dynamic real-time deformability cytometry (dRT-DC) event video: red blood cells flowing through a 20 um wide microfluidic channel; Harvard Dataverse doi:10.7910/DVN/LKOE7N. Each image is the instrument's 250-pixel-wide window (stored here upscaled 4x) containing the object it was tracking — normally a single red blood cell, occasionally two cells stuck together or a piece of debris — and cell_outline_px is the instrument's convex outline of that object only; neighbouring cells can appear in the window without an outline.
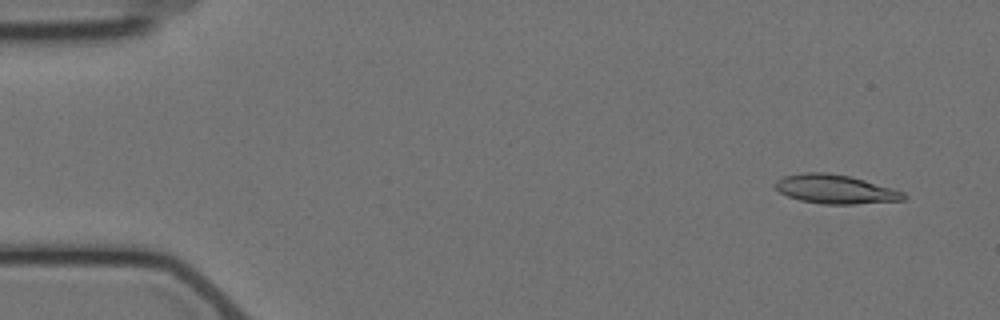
{"species": "Egyptian fruit bat (a non-hibernating species)", "species_latin": "Rousettus aegyptiacus", "temperature_condition": "cold", "stored_images_in_passage": 7, "camera_frame_rate_fps": 3000, "um_per_image_px": 0.085, "animal": {"sex": "female"}, "frame": {"image": 1, "passage_image": 1, "time_ms": 0.0, "image_size_px": [1000, 320], "cell_outline_px": [[908, 196], [904, 200], [856, 204], [824, 204], [800, 200], [788, 196], [780, 192], [776, 188], [776, 180], [784, 176], [804, 172], [828, 172], [848, 176], [864, 180], [892, 188], [904, 192]], "centroid_in_image_um": [71.02, 16.08], "position_along_channel_um": 14.0, "area_um2": 21.56}}
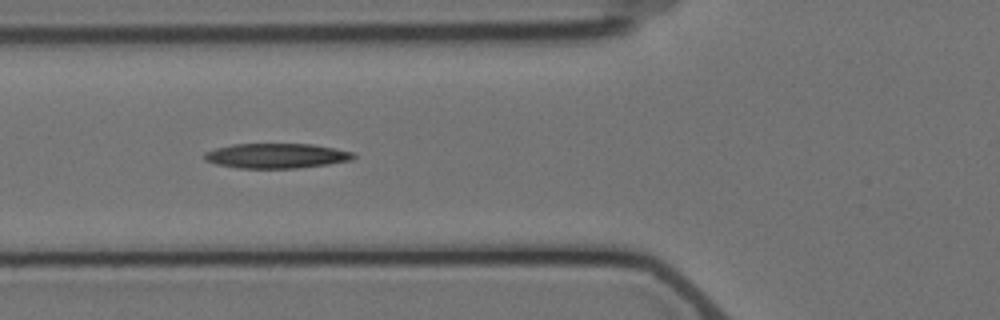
{"frame": {"image": 2, "passage_image": 6, "time_ms": 5.667, "image_size_px": [1000, 320], "cell_outline_px": [[356, 156], [352, 160], [328, 164], [296, 168], [236, 168], [216, 164], [204, 160], [204, 152], [216, 148], [232, 144], [312, 144], [336, 148], [356, 152]], "centroid_in_image_um": [23.51, 13.24], "position_along_channel_um": 102.3, "area_um2": 21.79}}
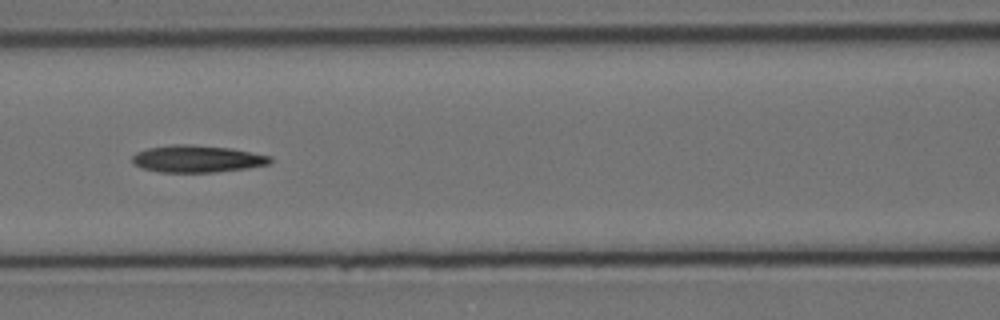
{"frame": {"image": 3, "passage_image": 7, "time_ms": 7.0, "image_size_px": [1000, 320], "cell_outline_px": [[272, 160], [268, 164], [248, 168], [216, 172], [160, 172], [144, 168], [132, 164], [132, 156], [136, 152], [148, 148], [172, 144], [184, 144], [228, 148], [252, 152], [272, 156]], "centroid_in_image_um": [16.75, 13.5], "position_along_channel_um": 149.9, "area_um2": 21.68}}